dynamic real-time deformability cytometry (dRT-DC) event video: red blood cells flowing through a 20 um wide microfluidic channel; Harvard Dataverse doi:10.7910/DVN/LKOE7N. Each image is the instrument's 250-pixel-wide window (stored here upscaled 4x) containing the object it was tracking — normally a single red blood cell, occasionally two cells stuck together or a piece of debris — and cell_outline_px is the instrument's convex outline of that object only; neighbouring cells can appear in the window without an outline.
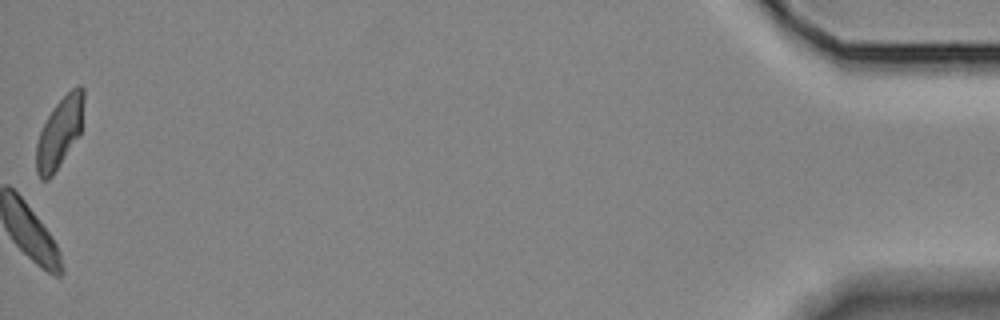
{"species": "Egyptian fruit bat (a non-hibernating species)", "species_latin": "Rousettus aegyptiacus", "temperature_condition": "room temperature", "stored_images_in_passage": 41, "camera_frame_rate_fps": 3000, "um_per_image_px": 0.085, "animal": {"sex": "female"}, "frame": {"image": 1, "passage_image": 41, "time_ms": 13.333, "image_size_px": [1000, 320], "cell_outline_px": [[84, 100], [80, 136], [52, 176], [48, 180], [40, 180], [36, 172], [36, 144], [40, 132], [48, 116], [56, 104], [76, 84], [80, 84], [84, 88]], "centroid_in_image_um": [5.08, 11.28], "position_along_channel_um": 430.1, "area_um2": 19.59}}